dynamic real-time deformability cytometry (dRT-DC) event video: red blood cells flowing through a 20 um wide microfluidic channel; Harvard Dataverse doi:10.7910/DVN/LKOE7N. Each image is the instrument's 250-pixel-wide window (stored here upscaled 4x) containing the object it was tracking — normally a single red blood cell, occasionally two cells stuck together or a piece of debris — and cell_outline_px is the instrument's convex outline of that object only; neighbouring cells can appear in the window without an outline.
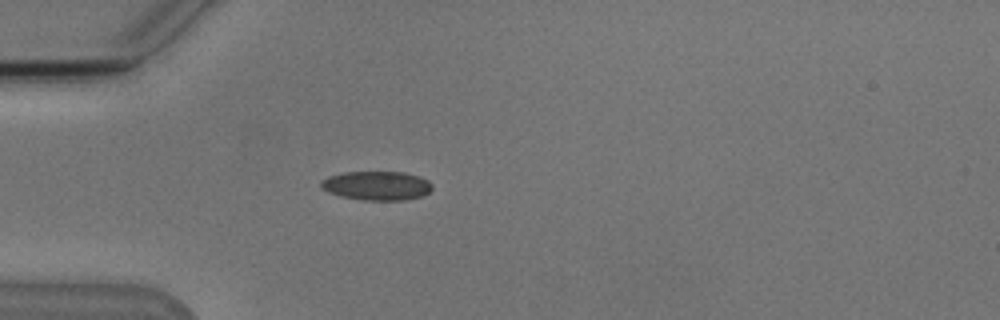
{"species": "Egyptian fruit bat (a non-hibernating species)", "species_latin": "Rousettus aegyptiacus", "temperature_condition": "cold", "stored_images_in_passage": 5, "camera_frame_rate_fps": 3000, "um_per_image_px": 0.085, "animal": {"sex": "male"}, "frame": {"image": 1, "passage_image": 5, "time_ms": 4.667, "image_size_px": [1000, 320], "cell_outline_px": [[432, 188], [424, 196], [404, 200], [364, 200], [340, 196], [328, 192], [320, 184], [320, 180], [328, 176], [344, 172], [404, 172], [420, 176], [428, 180], [432, 184]], "centroid_in_image_um": [32.04, 15.78], "position_along_channel_um": 53.0, "area_um2": 18.9}}